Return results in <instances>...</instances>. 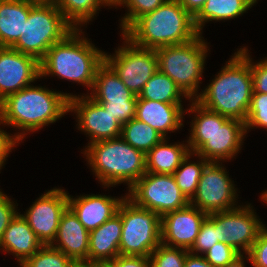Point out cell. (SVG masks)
<instances>
[{"mask_svg": "<svg viewBox=\"0 0 267 267\" xmlns=\"http://www.w3.org/2000/svg\"><path fill=\"white\" fill-rule=\"evenodd\" d=\"M72 96L43 86L25 87L0 101V125L21 129L12 135V139L20 144L27 133L41 130L69 113Z\"/></svg>", "mask_w": 267, "mask_h": 267, "instance_id": "6da1fadb", "label": "cell"}, {"mask_svg": "<svg viewBox=\"0 0 267 267\" xmlns=\"http://www.w3.org/2000/svg\"><path fill=\"white\" fill-rule=\"evenodd\" d=\"M248 51L245 46L237 49L195 100L222 116L245 122L253 94L251 55Z\"/></svg>", "mask_w": 267, "mask_h": 267, "instance_id": "7a4b0ae2", "label": "cell"}, {"mask_svg": "<svg viewBox=\"0 0 267 267\" xmlns=\"http://www.w3.org/2000/svg\"><path fill=\"white\" fill-rule=\"evenodd\" d=\"M186 113H195L191 123L189 151L205 160L222 162L236 156L242 148L246 136L245 122L230 119L211 111L196 100L189 101Z\"/></svg>", "mask_w": 267, "mask_h": 267, "instance_id": "3957f363", "label": "cell"}, {"mask_svg": "<svg viewBox=\"0 0 267 267\" xmlns=\"http://www.w3.org/2000/svg\"><path fill=\"white\" fill-rule=\"evenodd\" d=\"M83 33L81 28L74 29L49 48L40 61V78L55 75L92 89L96 71L104 62L105 52L96 48Z\"/></svg>", "mask_w": 267, "mask_h": 267, "instance_id": "277c9868", "label": "cell"}, {"mask_svg": "<svg viewBox=\"0 0 267 267\" xmlns=\"http://www.w3.org/2000/svg\"><path fill=\"white\" fill-rule=\"evenodd\" d=\"M134 45L156 49L190 42L199 33L193 17L178 0H167L153 12L139 17L124 33Z\"/></svg>", "mask_w": 267, "mask_h": 267, "instance_id": "5b68a950", "label": "cell"}, {"mask_svg": "<svg viewBox=\"0 0 267 267\" xmlns=\"http://www.w3.org/2000/svg\"><path fill=\"white\" fill-rule=\"evenodd\" d=\"M82 154L105 188L126 183L128 189L146 173V154L121 136L87 144Z\"/></svg>", "mask_w": 267, "mask_h": 267, "instance_id": "8992f818", "label": "cell"}, {"mask_svg": "<svg viewBox=\"0 0 267 267\" xmlns=\"http://www.w3.org/2000/svg\"><path fill=\"white\" fill-rule=\"evenodd\" d=\"M207 44L199 34L190 42L155 49L158 70L169 76L190 100L199 96V84L209 50Z\"/></svg>", "mask_w": 267, "mask_h": 267, "instance_id": "52a82bcc", "label": "cell"}, {"mask_svg": "<svg viewBox=\"0 0 267 267\" xmlns=\"http://www.w3.org/2000/svg\"><path fill=\"white\" fill-rule=\"evenodd\" d=\"M74 29L56 5L33 4L25 21L24 34L12 48L40 62L52 45Z\"/></svg>", "mask_w": 267, "mask_h": 267, "instance_id": "ba28073f", "label": "cell"}, {"mask_svg": "<svg viewBox=\"0 0 267 267\" xmlns=\"http://www.w3.org/2000/svg\"><path fill=\"white\" fill-rule=\"evenodd\" d=\"M117 213L122 219L120 255L150 257L161 243V217L154 211L135 205L127 197Z\"/></svg>", "mask_w": 267, "mask_h": 267, "instance_id": "9c48e42d", "label": "cell"}, {"mask_svg": "<svg viewBox=\"0 0 267 267\" xmlns=\"http://www.w3.org/2000/svg\"><path fill=\"white\" fill-rule=\"evenodd\" d=\"M126 197L135 205L154 211L160 217L189 204L172 174L146 172L128 189Z\"/></svg>", "mask_w": 267, "mask_h": 267, "instance_id": "30bf717a", "label": "cell"}, {"mask_svg": "<svg viewBox=\"0 0 267 267\" xmlns=\"http://www.w3.org/2000/svg\"><path fill=\"white\" fill-rule=\"evenodd\" d=\"M124 45L118 47L113 55L104 53V61L120 77L126 87L138 96L146 82L158 70L155 49L142 48L134 45L121 34Z\"/></svg>", "mask_w": 267, "mask_h": 267, "instance_id": "8fae6325", "label": "cell"}, {"mask_svg": "<svg viewBox=\"0 0 267 267\" xmlns=\"http://www.w3.org/2000/svg\"><path fill=\"white\" fill-rule=\"evenodd\" d=\"M227 173L222 162L209 161L189 204L207 214L238 207L236 204L237 188Z\"/></svg>", "mask_w": 267, "mask_h": 267, "instance_id": "7c38bea8", "label": "cell"}, {"mask_svg": "<svg viewBox=\"0 0 267 267\" xmlns=\"http://www.w3.org/2000/svg\"><path fill=\"white\" fill-rule=\"evenodd\" d=\"M250 206L248 203L228 211L208 214L217 224L218 241L225 242L241 255L248 254L266 225L257 217L253 206Z\"/></svg>", "mask_w": 267, "mask_h": 267, "instance_id": "4fadbf2b", "label": "cell"}, {"mask_svg": "<svg viewBox=\"0 0 267 267\" xmlns=\"http://www.w3.org/2000/svg\"><path fill=\"white\" fill-rule=\"evenodd\" d=\"M68 208V193L53 188L43 193L21 214L43 245H50L56 237L62 214Z\"/></svg>", "mask_w": 267, "mask_h": 267, "instance_id": "5bb4252c", "label": "cell"}, {"mask_svg": "<svg viewBox=\"0 0 267 267\" xmlns=\"http://www.w3.org/2000/svg\"><path fill=\"white\" fill-rule=\"evenodd\" d=\"M69 112L76 114L77 128L89 136L88 144L121 136L122 124L88 94L70 97Z\"/></svg>", "mask_w": 267, "mask_h": 267, "instance_id": "9a60e30c", "label": "cell"}, {"mask_svg": "<svg viewBox=\"0 0 267 267\" xmlns=\"http://www.w3.org/2000/svg\"><path fill=\"white\" fill-rule=\"evenodd\" d=\"M40 79V62L12 47H0V101Z\"/></svg>", "mask_w": 267, "mask_h": 267, "instance_id": "2e32d148", "label": "cell"}, {"mask_svg": "<svg viewBox=\"0 0 267 267\" xmlns=\"http://www.w3.org/2000/svg\"><path fill=\"white\" fill-rule=\"evenodd\" d=\"M208 214L188 204L161 217V243L189 250Z\"/></svg>", "mask_w": 267, "mask_h": 267, "instance_id": "e0dca14e", "label": "cell"}, {"mask_svg": "<svg viewBox=\"0 0 267 267\" xmlns=\"http://www.w3.org/2000/svg\"><path fill=\"white\" fill-rule=\"evenodd\" d=\"M74 196L68 193V207L78 217L84 227L91 232L118 212V208L126 195L112 197L107 195L86 194Z\"/></svg>", "mask_w": 267, "mask_h": 267, "instance_id": "ac0fdd59", "label": "cell"}, {"mask_svg": "<svg viewBox=\"0 0 267 267\" xmlns=\"http://www.w3.org/2000/svg\"><path fill=\"white\" fill-rule=\"evenodd\" d=\"M89 234L68 207L61 216L56 237L50 246L64 252L74 262H88Z\"/></svg>", "mask_w": 267, "mask_h": 267, "instance_id": "d6986e66", "label": "cell"}, {"mask_svg": "<svg viewBox=\"0 0 267 267\" xmlns=\"http://www.w3.org/2000/svg\"><path fill=\"white\" fill-rule=\"evenodd\" d=\"M185 109L182 104H167L154 100L138 99L135 118L148 124L164 138L184 126Z\"/></svg>", "mask_w": 267, "mask_h": 267, "instance_id": "ffe728a7", "label": "cell"}, {"mask_svg": "<svg viewBox=\"0 0 267 267\" xmlns=\"http://www.w3.org/2000/svg\"><path fill=\"white\" fill-rule=\"evenodd\" d=\"M122 219L117 213L89 234L88 263H110L119 254Z\"/></svg>", "mask_w": 267, "mask_h": 267, "instance_id": "44dd1931", "label": "cell"}, {"mask_svg": "<svg viewBox=\"0 0 267 267\" xmlns=\"http://www.w3.org/2000/svg\"><path fill=\"white\" fill-rule=\"evenodd\" d=\"M42 246V242L19 212L11 220L0 240V250L15 256L19 265Z\"/></svg>", "mask_w": 267, "mask_h": 267, "instance_id": "7402d4cb", "label": "cell"}, {"mask_svg": "<svg viewBox=\"0 0 267 267\" xmlns=\"http://www.w3.org/2000/svg\"><path fill=\"white\" fill-rule=\"evenodd\" d=\"M32 5L28 0H0V47H12L24 34Z\"/></svg>", "mask_w": 267, "mask_h": 267, "instance_id": "603a6c76", "label": "cell"}, {"mask_svg": "<svg viewBox=\"0 0 267 267\" xmlns=\"http://www.w3.org/2000/svg\"><path fill=\"white\" fill-rule=\"evenodd\" d=\"M95 101L125 102L137 101L138 96L132 93L120 77L104 61L97 69L91 93Z\"/></svg>", "mask_w": 267, "mask_h": 267, "instance_id": "cb8c5ba5", "label": "cell"}, {"mask_svg": "<svg viewBox=\"0 0 267 267\" xmlns=\"http://www.w3.org/2000/svg\"><path fill=\"white\" fill-rule=\"evenodd\" d=\"M166 139L168 138H163L146 154V172L173 174L190 153L188 144H168Z\"/></svg>", "mask_w": 267, "mask_h": 267, "instance_id": "d4e9b609", "label": "cell"}, {"mask_svg": "<svg viewBox=\"0 0 267 267\" xmlns=\"http://www.w3.org/2000/svg\"><path fill=\"white\" fill-rule=\"evenodd\" d=\"M252 6L246 0H207L193 17L194 26L199 34L206 22L235 19L243 16Z\"/></svg>", "mask_w": 267, "mask_h": 267, "instance_id": "484cf974", "label": "cell"}, {"mask_svg": "<svg viewBox=\"0 0 267 267\" xmlns=\"http://www.w3.org/2000/svg\"><path fill=\"white\" fill-rule=\"evenodd\" d=\"M190 100L166 74L157 70L146 82L138 99L154 100L167 104H182V97Z\"/></svg>", "mask_w": 267, "mask_h": 267, "instance_id": "4316f807", "label": "cell"}, {"mask_svg": "<svg viewBox=\"0 0 267 267\" xmlns=\"http://www.w3.org/2000/svg\"><path fill=\"white\" fill-rule=\"evenodd\" d=\"M121 137L133 148L145 154L164 138L151 126L135 117L122 125Z\"/></svg>", "mask_w": 267, "mask_h": 267, "instance_id": "83f0119b", "label": "cell"}, {"mask_svg": "<svg viewBox=\"0 0 267 267\" xmlns=\"http://www.w3.org/2000/svg\"><path fill=\"white\" fill-rule=\"evenodd\" d=\"M56 6L64 18L78 29L92 21L103 5L99 0H59Z\"/></svg>", "mask_w": 267, "mask_h": 267, "instance_id": "f1b7e54d", "label": "cell"}, {"mask_svg": "<svg viewBox=\"0 0 267 267\" xmlns=\"http://www.w3.org/2000/svg\"><path fill=\"white\" fill-rule=\"evenodd\" d=\"M193 155L194 153L192 152L188 153V155L182 160L178 169L172 174L176 184L180 188V191L188 200H190L195 194L202 172L206 164L209 162L202 156H197L201 159L197 162L189 161V158Z\"/></svg>", "mask_w": 267, "mask_h": 267, "instance_id": "f546056e", "label": "cell"}, {"mask_svg": "<svg viewBox=\"0 0 267 267\" xmlns=\"http://www.w3.org/2000/svg\"><path fill=\"white\" fill-rule=\"evenodd\" d=\"M74 263L64 252L50 245H43L35 254L28 257L20 267H71Z\"/></svg>", "mask_w": 267, "mask_h": 267, "instance_id": "4dcf8cb0", "label": "cell"}, {"mask_svg": "<svg viewBox=\"0 0 267 267\" xmlns=\"http://www.w3.org/2000/svg\"><path fill=\"white\" fill-rule=\"evenodd\" d=\"M189 250L163 243L150 254L151 267H184Z\"/></svg>", "mask_w": 267, "mask_h": 267, "instance_id": "1f68e13d", "label": "cell"}, {"mask_svg": "<svg viewBox=\"0 0 267 267\" xmlns=\"http://www.w3.org/2000/svg\"><path fill=\"white\" fill-rule=\"evenodd\" d=\"M167 0H125L122 6L127 7V13L120 20L122 34L142 15L153 12Z\"/></svg>", "mask_w": 267, "mask_h": 267, "instance_id": "d6a6232c", "label": "cell"}, {"mask_svg": "<svg viewBox=\"0 0 267 267\" xmlns=\"http://www.w3.org/2000/svg\"><path fill=\"white\" fill-rule=\"evenodd\" d=\"M265 128L267 131V93H253L245 121L246 133L250 129Z\"/></svg>", "mask_w": 267, "mask_h": 267, "instance_id": "836d02e7", "label": "cell"}, {"mask_svg": "<svg viewBox=\"0 0 267 267\" xmlns=\"http://www.w3.org/2000/svg\"><path fill=\"white\" fill-rule=\"evenodd\" d=\"M218 241L217 224L209 217L204 220L194 245L189 252L195 255L207 252Z\"/></svg>", "mask_w": 267, "mask_h": 267, "instance_id": "e575fe53", "label": "cell"}, {"mask_svg": "<svg viewBox=\"0 0 267 267\" xmlns=\"http://www.w3.org/2000/svg\"><path fill=\"white\" fill-rule=\"evenodd\" d=\"M202 255L204 259L214 267H225L233 262L241 254L225 242L215 243L207 252Z\"/></svg>", "mask_w": 267, "mask_h": 267, "instance_id": "d590c367", "label": "cell"}, {"mask_svg": "<svg viewBox=\"0 0 267 267\" xmlns=\"http://www.w3.org/2000/svg\"><path fill=\"white\" fill-rule=\"evenodd\" d=\"M101 104L105 110L115 118L120 124H125L131 121L136 114L137 101L111 102V101H96Z\"/></svg>", "mask_w": 267, "mask_h": 267, "instance_id": "8d00e7d4", "label": "cell"}, {"mask_svg": "<svg viewBox=\"0 0 267 267\" xmlns=\"http://www.w3.org/2000/svg\"><path fill=\"white\" fill-rule=\"evenodd\" d=\"M253 267H267V227H264L248 252Z\"/></svg>", "mask_w": 267, "mask_h": 267, "instance_id": "74e56055", "label": "cell"}, {"mask_svg": "<svg viewBox=\"0 0 267 267\" xmlns=\"http://www.w3.org/2000/svg\"><path fill=\"white\" fill-rule=\"evenodd\" d=\"M17 203L11 200L7 194H4L0 189V240L3 237L4 231L9 226L11 220L18 213Z\"/></svg>", "mask_w": 267, "mask_h": 267, "instance_id": "f35d334b", "label": "cell"}, {"mask_svg": "<svg viewBox=\"0 0 267 267\" xmlns=\"http://www.w3.org/2000/svg\"><path fill=\"white\" fill-rule=\"evenodd\" d=\"M253 93H267V57L257 63L251 59Z\"/></svg>", "mask_w": 267, "mask_h": 267, "instance_id": "ab89813d", "label": "cell"}, {"mask_svg": "<svg viewBox=\"0 0 267 267\" xmlns=\"http://www.w3.org/2000/svg\"><path fill=\"white\" fill-rule=\"evenodd\" d=\"M109 264L111 267H151L150 257L120 254Z\"/></svg>", "mask_w": 267, "mask_h": 267, "instance_id": "60d3db41", "label": "cell"}, {"mask_svg": "<svg viewBox=\"0 0 267 267\" xmlns=\"http://www.w3.org/2000/svg\"><path fill=\"white\" fill-rule=\"evenodd\" d=\"M9 132H6L0 128V166L3 168L5 165L8 154L12 152V149L18 145L13 139L12 134L9 135Z\"/></svg>", "mask_w": 267, "mask_h": 267, "instance_id": "b9f144b4", "label": "cell"}, {"mask_svg": "<svg viewBox=\"0 0 267 267\" xmlns=\"http://www.w3.org/2000/svg\"><path fill=\"white\" fill-rule=\"evenodd\" d=\"M180 5L194 17L207 0H178Z\"/></svg>", "mask_w": 267, "mask_h": 267, "instance_id": "7bdbcfd3", "label": "cell"}, {"mask_svg": "<svg viewBox=\"0 0 267 267\" xmlns=\"http://www.w3.org/2000/svg\"><path fill=\"white\" fill-rule=\"evenodd\" d=\"M184 267H214L209 262H207L201 255H195L188 253L185 258Z\"/></svg>", "mask_w": 267, "mask_h": 267, "instance_id": "ee69618b", "label": "cell"}, {"mask_svg": "<svg viewBox=\"0 0 267 267\" xmlns=\"http://www.w3.org/2000/svg\"><path fill=\"white\" fill-rule=\"evenodd\" d=\"M245 259L248 260V255L245 256L244 254L240 255L236 258L233 262L227 264L225 267H245Z\"/></svg>", "mask_w": 267, "mask_h": 267, "instance_id": "f6af8a7d", "label": "cell"}, {"mask_svg": "<svg viewBox=\"0 0 267 267\" xmlns=\"http://www.w3.org/2000/svg\"><path fill=\"white\" fill-rule=\"evenodd\" d=\"M100 3L103 5V7L105 6H110V8L113 6H115V8H117V6H121L123 4V2L125 0H99Z\"/></svg>", "mask_w": 267, "mask_h": 267, "instance_id": "bcb514c9", "label": "cell"}, {"mask_svg": "<svg viewBox=\"0 0 267 267\" xmlns=\"http://www.w3.org/2000/svg\"><path fill=\"white\" fill-rule=\"evenodd\" d=\"M33 4H42V5H56L59 0H28Z\"/></svg>", "mask_w": 267, "mask_h": 267, "instance_id": "7dc6e473", "label": "cell"}, {"mask_svg": "<svg viewBox=\"0 0 267 267\" xmlns=\"http://www.w3.org/2000/svg\"><path fill=\"white\" fill-rule=\"evenodd\" d=\"M71 267H94V263L75 262Z\"/></svg>", "mask_w": 267, "mask_h": 267, "instance_id": "c3c4849f", "label": "cell"}, {"mask_svg": "<svg viewBox=\"0 0 267 267\" xmlns=\"http://www.w3.org/2000/svg\"><path fill=\"white\" fill-rule=\"evenodd\" d=\"M94 267H111V265L109 263H103V264L94 263Z\"/></svg>", "mask_w": 267, "mask_h": 267, "instance_id": "681fc988", "label": "cell"}, {"mask_svg": "<svg viewBox=\"0 0 267 267\" xmlns=\"http://www.w3.org/2000/svg\"><path fill=\"white\" fill-rule=\"evenodd\" d=\"M260 196H261V199L263 200V202L267 203V190L264 191L262 193V195H260Z\"/></svg>", "mask_w": 267, "mask_h": 267, "instance_id": "f907efd6", "label": "cell"}, {"mask_svg": "<svg viewBox=\"0 0 267 267\" xmlns=\"http://www.w3.org/2000/svg\"><path fill=\"white\" fill-rule=\"evenodd\" d=\"M251 6L257 3L258 0H246Z\"/></svg>", "mask_w": 267, "mask_h": 267, "instance_id": "816d5d0a", "label": "cell"}]
</instances>
